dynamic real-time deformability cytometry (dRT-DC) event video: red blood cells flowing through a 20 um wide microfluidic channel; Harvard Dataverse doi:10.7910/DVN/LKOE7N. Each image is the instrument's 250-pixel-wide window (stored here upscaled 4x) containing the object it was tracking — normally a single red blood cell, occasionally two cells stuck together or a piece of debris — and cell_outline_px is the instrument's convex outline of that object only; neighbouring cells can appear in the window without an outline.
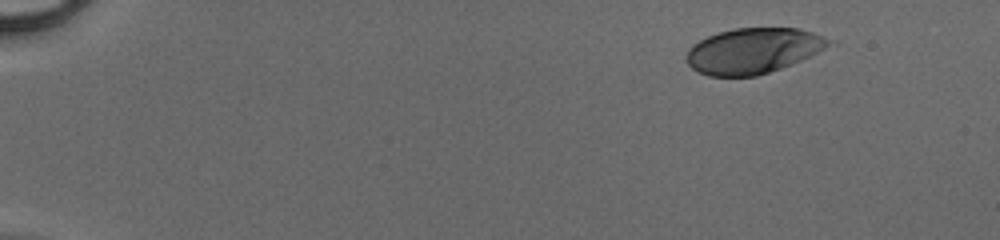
{"species": "human", "species_latin": "Homo sapiens", "temperature_condition": "cold", "stored_images_in_passage": 44, "camera_frame_rate_fps": 3000, "um_per_image_px": 0.085, "donor": {"sex": "male"}, "frame": {"image": 1, "passage_image": 1, "time_ms": 0.0, "image_size_px": [1000, 240], "cell_outline_px": [[840, 44], [792, 64], [756, 76], [708, 76], [692, 68], [684, 60], [688, 48], [692, 44], [708, 36], [720, 32], [736, 28], [800, 28], [840, 40]], "centroid_in_image_um": [64.15, 4.3], "position_along_channel_um": 20.9, "area_um2": 38.61}}
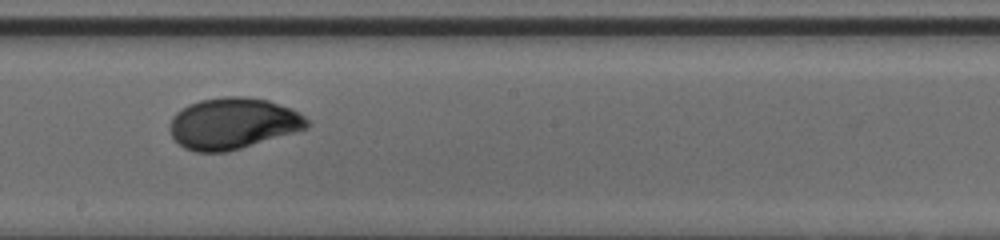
{"frame": {"image": 2, "passage_image": 25, "time_ms": 8.0, "image_size_px": [1000, 240], "cell_outline_px": [[312, 124], [308, 128], [228, 152], [196, 152], [184, 148], [172, 136], [172, 116], [176, 112], [188, 104], [200, 100], [224, 96], [244, 96], [268, 100], [292, 108], [304, 116]], "centroid_in_image_um": [19.83, 10.48], "position_along_channel_um": 228.4, "area_um2": 40.98}}
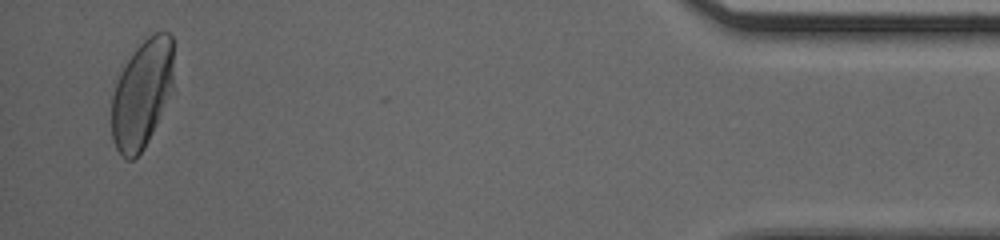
{"frame": {"image": 3, "passage_image": 43, "time_ms": 14.0, "image_size_px": [1000, 240], "cell_outline_px": [[172, 88], [156, 124], [144, 148], [132, 160], [128, 160], [120, 156], [112, 140], [112, 96], [120, 72], [136, 48], [148, 36], [156, 32], [168, 32], [172, 36]], "centroid_in_image_um": [12.04, 7.99], "position_along_channel_um": 423.2, "area_um2": 38.55}}